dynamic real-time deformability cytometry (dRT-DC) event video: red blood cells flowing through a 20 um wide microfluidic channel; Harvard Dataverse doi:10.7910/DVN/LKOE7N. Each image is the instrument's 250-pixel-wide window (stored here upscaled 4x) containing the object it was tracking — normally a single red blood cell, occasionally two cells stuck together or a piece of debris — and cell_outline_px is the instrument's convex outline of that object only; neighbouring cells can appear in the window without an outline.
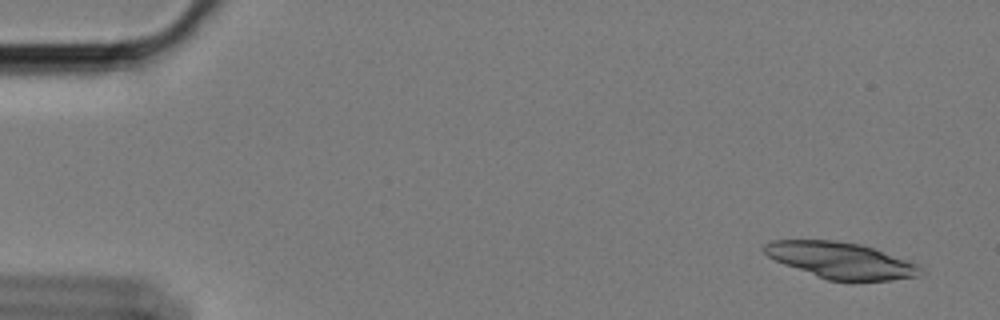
{"species": "Egyptian fruit bat (a non-hibernating species)", "species_latin": "Rousettus aegyptiacus", "temperature_condition": "cold", "stored_images_in_passage": 34, "segment_of_instrument_passage": [1, 2], "camera_frame_rate_fps": 3000, "um_per_image_px": 0.085, "animal": {"sex": "female"}, "frame": {"image": 1, "passage_image": 4, "time_ms": 1.0, "image_size_px": [1000, 320], "cell_outline_px": [[920, 276], [892, 280], [852, 284], [828, 280], [816, 276], [784, 264], [768, 256], [764, 252], [764, 244], [772, 240], [836, 240], [860, 244], [920, 264]], "centroid_in_image_um": [71.51, 22.17], "position_along_channel_um": 13.5, "area_um2": 33.52}}